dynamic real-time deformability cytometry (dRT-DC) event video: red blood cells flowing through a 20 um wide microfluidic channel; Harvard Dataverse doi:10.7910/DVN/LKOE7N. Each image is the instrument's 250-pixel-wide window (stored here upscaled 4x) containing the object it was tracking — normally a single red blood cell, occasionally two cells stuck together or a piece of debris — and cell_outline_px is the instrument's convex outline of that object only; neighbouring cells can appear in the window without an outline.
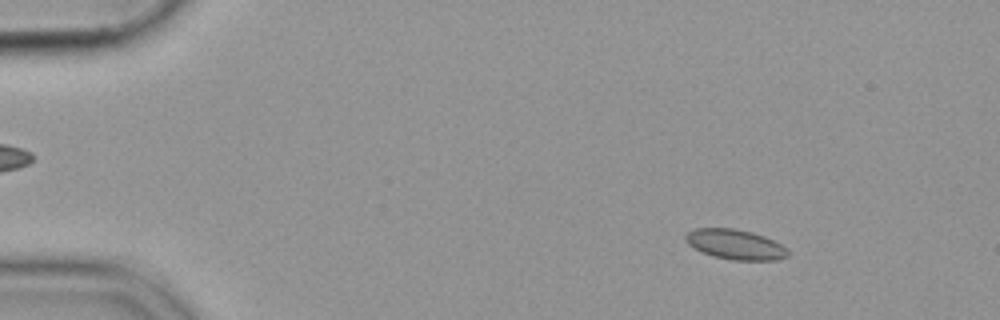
{"species": "common noctule bat (a hibernating species)", "species_latin": "Nyctalus noctula", "temperature_condition": "cold", "stored_images_in_passage": 55, "camera_frame_rate_fps": 3000, "um_per_image_px": 0.085, "animal": {"sex": "female", "body_mass_g": 19.9}, "frame": {"image": 1, "passage_image": 7, "time_ms": 2.0, "image_size_px": [1000, 320], "cell_outline_px": [[788, 256], [776, 260], [732, 260], [712, 256], [688, 244], [684, 240], [684, 236], [688, 232], [696, 228], [732, 228], [752, 232], [764, 236], [788, 248]], "centroid_in_image_um": [62.5, 20.77], "position_along_channel_um": 22.5, "area_um2": 17.8}}
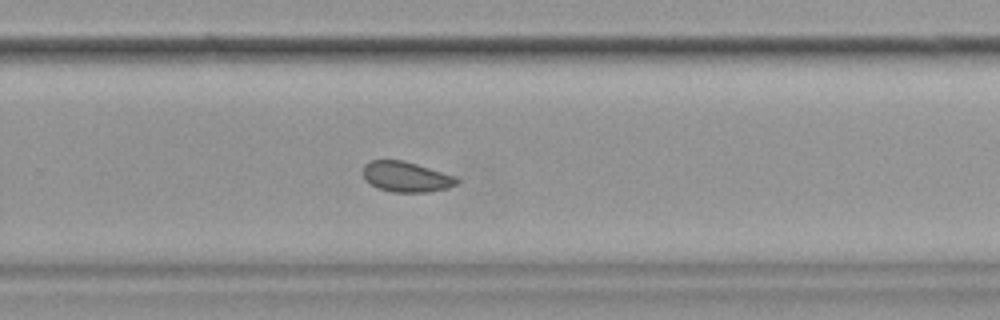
{"frame": {"image": 2, "passage_image": 37, "time_ms": 12.0, "image_size_px": [1000, 320], "cell_outline_px": [[460, 180], [456, 184], [448, 188], [428, 192], [392, 192], [376, 188], [364, 180], [360, 172], [364, 164], [372, 160], [404, 160], [456, 176]], "centroid_in_image_um": [34.47, 15.03], "position_along_channel_um": 295.3, "area_um2": 16.94}}
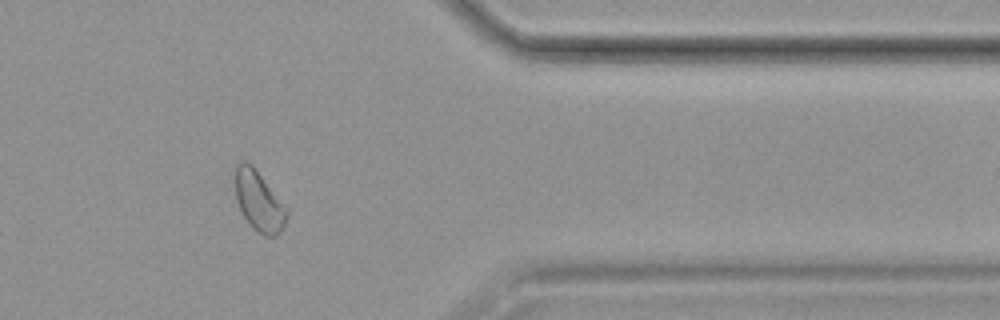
{"frame": {"image": 3, "passage_image": 46, "time_ms": 15.0, "image_size_px": [1000, 320], "cell_outline_px": [[288, 216], [280, 232], [276, 236], [264, 236], [252, 228], [244, 216], [236, 200], [236, 164], [240, 160], [248, 160], [252, 164], [288, 208]], "centroid_in_image_um": [22.02, 17.08], "position_along_channel_um": 389.4, "area_um2": 18.15}}